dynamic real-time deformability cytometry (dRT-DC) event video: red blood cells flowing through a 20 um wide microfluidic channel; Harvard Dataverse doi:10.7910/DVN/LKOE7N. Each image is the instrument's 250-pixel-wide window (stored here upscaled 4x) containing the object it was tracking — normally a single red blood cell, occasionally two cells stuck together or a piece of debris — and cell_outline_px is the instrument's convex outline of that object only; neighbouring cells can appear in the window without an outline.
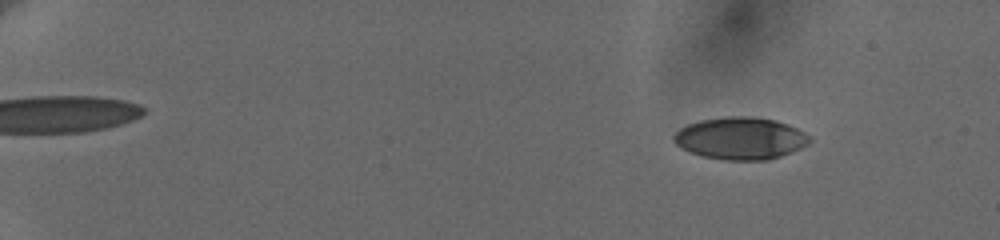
{"species": "human", "species_latin": "Homo sapiens", "temperature_condition": "cold", "stored_images_in_passage": 59, "camera_frame_rate_fps": 3000, "um_per_image_px": 0.085, "donor": {"sex": "female"}, "frame": {"image": 1, "passage_image": 8, "time_ms": 2.333, "image_size_px": [1000, 240], "cell_outline_px": [[812, 140], [808, 144], [800, 148], [780, 156], [768, 160], [724, 160], [704, 156], [692, 152], [676, 144], [672, 136], [680, 128], [688, 124], [700, 120], [724, 116], [756, 116], [788, 124], [804, 132]], "centroid_in_image_um": [62.94, 11.74], "position_along_channel_um": 22.1, "area_um2": 33.23}}
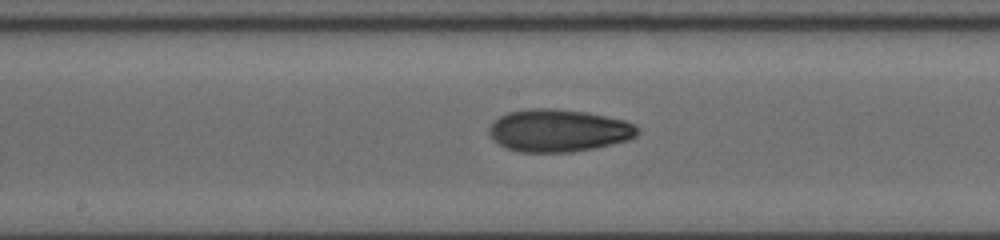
{"frame": {"image": 2, "passage_image": 35, "time_ms": 11.333, "image_size_px": [1000, 240], "cell_outline_px": [[640, 132], [636, 136], [628, 140], [596, 148], [572, 152], [520, 152], [504, 148], [492, 140], [488, 132], [488, 128], [500, 116], [508, 112], [532, 108], [556, 108], [588, 112], [624, 120], [636, 124], [640, 128]], "centroid_in_image_um": [47.49, 11.1], "position_along_channel_um": 200.7, "area_um2": 37.22}}
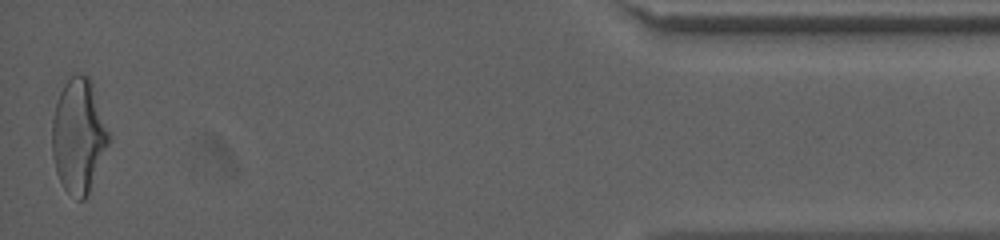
{"frame": {"image": 3, "passage_image": 59, "time_ms": 19.333, "image_size_px": [1000, 240], "cell_outline_px": [[112, 136], [88, 196], [84, 200], [80, 200], [68, 192], [64, 188], [56, 172], [52, 156], [52, 120], [56, 104], [60, 92], [64, 84], [76, 72], [80, 72], [88, 76], [92, 84]], "centroid_in_image_um": [6.7, 11.55], "position_along_channel_um": 428.5, "area_um2": 37.97}, "authors_computed_cell_mechanics": {"area_um2": 35.0846, "velocity_mm_per_s": 3.6555, "shape_relaxation_time_tau1_ms": 5.8394, "shape_relaxation_time_tau2_ms": 4.9607, "deformation_change_tau1": 0.1928, "deformation_change_tau2": 0.0973}}